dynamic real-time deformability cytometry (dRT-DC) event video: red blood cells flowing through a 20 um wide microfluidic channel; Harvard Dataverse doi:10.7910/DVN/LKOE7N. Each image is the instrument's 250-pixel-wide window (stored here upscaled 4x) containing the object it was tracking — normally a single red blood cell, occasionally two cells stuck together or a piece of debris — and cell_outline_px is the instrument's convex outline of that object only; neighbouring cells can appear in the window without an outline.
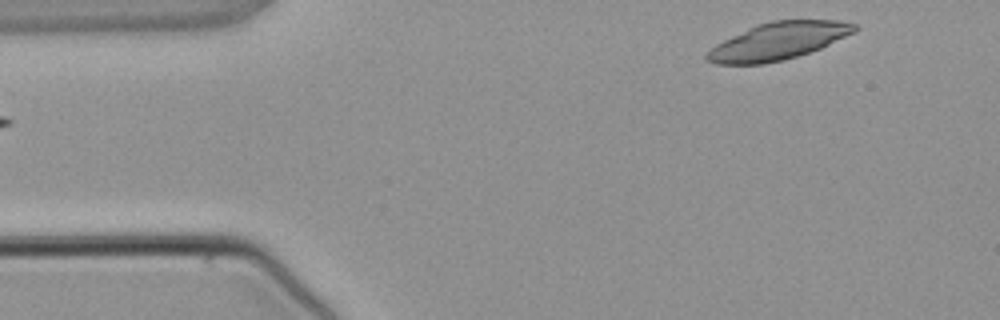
{"species": "common noctule bat (a hibernating species)", "species_latin": "Nyctalus noctula", "temperature_condition": "warm", "stored_images_in_passage": 2, "segment_of_instrument_passage": [2, 2], "camera_frame_rate_fps": 3000, "um_per_image_px": 0.085, "animal": {"sex": "male", "body_mass_g": 21.5, "forearm_length_mm": 52.0}, "frame": {"image": 1, "passage_image": 2, "time_ms": 1.333, "image_size_px": [1000, 320], "cell_outline_px": [[860, 28], [856, 32], [820, 48], [784, 60], [764, 64], [716, 64], [704, 60], [704, 56], [716, 44], [756, 24], [772, 20], [840, 20], [856, 24]], "centroid_in_image_um": [66.17, 3.49], "position_along_channel_um": 18.8, "area_um2": 32.02}}